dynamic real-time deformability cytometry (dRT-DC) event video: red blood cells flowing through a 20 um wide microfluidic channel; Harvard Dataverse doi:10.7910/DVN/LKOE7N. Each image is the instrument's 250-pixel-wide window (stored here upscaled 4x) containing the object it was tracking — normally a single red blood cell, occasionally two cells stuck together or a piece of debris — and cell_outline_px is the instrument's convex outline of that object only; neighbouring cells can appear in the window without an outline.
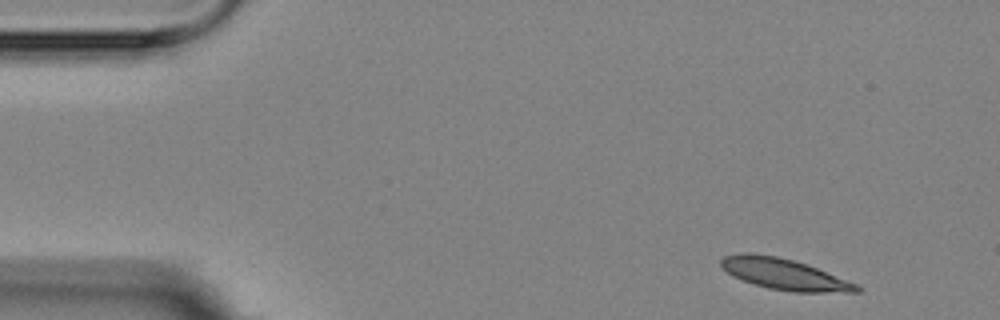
{"species": "Egyptian fruit bat (a non-hibernating species)", "species_latin": "Rousettus aegyptiacus", "temperature_condition": "room temperature", "stored_images_in_passage": 3, "camera_frame_rate_fps": 3000, "um_per_image_px": 0.085, "animal": {"sex": "female"}, "frame": {"image": 1, "passage_image": 1, "time_ms": 0.0, "image_size_px": [1000, 320], "cell_outline_px": [[860, 292], [792, 292], [768, 288], [732, 276], [720, 264], [720, 260], [724, 256], [740, 252], [752, 252], [776, 256], [808, 264], [860, 284]], "centroid_in_image_um": [66.7, 23.29], "position_along_channel_um": 18.3, "area_um2": 24.74}}
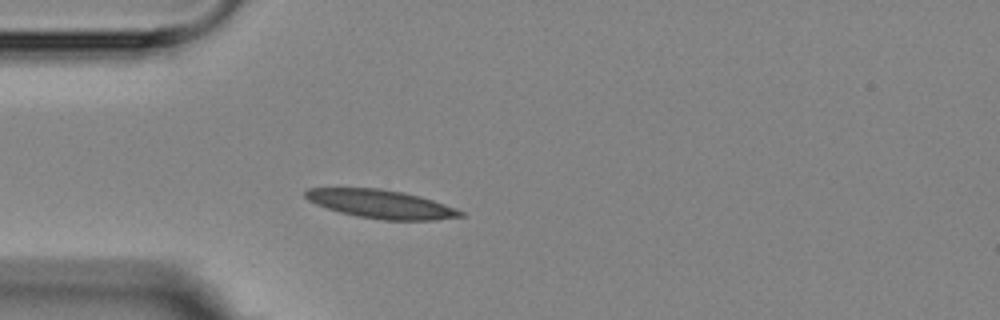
{"frame": {"image": 2, "passage_image": 3, "time_ms": 3.333, "image_size_px": [1000, 320], "cell_outline_px": [[464, 216], [436, 220], [384, 220], [356, 216], [340, 212], [316, 204], [308, 200], [304, 196], [304, 192], [308, 188], [380, 188], [404, 192], [420, 196], [456, 208], [464, 212]], "centroid_in_image_um": [32.4, 17.34], "position_along_channel_um": 52.6, "area_um2": 25.72}}